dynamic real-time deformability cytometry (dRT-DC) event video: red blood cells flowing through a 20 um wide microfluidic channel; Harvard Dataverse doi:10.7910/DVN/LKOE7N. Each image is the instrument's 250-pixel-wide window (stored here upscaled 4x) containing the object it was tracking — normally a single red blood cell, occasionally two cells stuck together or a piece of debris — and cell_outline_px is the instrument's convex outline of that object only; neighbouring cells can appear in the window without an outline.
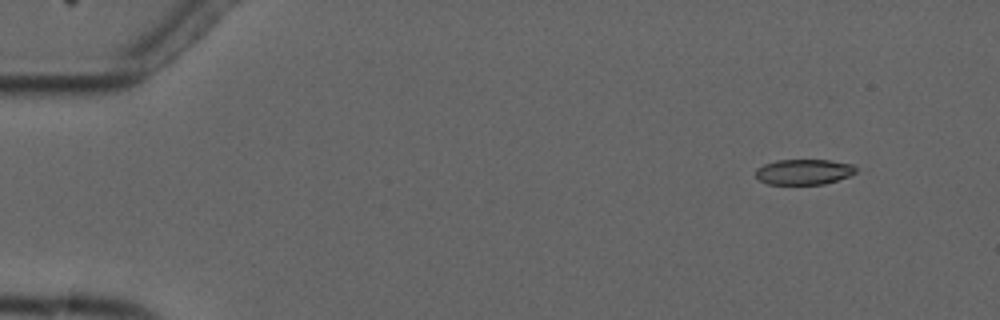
{"species": "common noctule bat (a hibernating species)", "species_latin": "Nyctalus noctula", "temperature_condition": "cold", "stored_images_in_passage": 4, "camera_frame_rate_fps": 3000, "um_per_image_px": 0.085, "animal": {"sex": "male", "forearm_length_mm": 52.5}, "frame": {"image": 1, "passage_image": 1, "time_ms": 0.0, "image_size_px": [1000, 320], "cell_outline_px": [[856, 172], [848, 176], [824, 184], [768, 184], [760, 180], [756, 176], [756, 168], [764, 164], [776, 160], [828, 160], [852, 164], [856, 168]], "centroid_in_image_um": [68.3, 14.6], "position_along_channel_um": 16.7, "area_um2": 14.74}}